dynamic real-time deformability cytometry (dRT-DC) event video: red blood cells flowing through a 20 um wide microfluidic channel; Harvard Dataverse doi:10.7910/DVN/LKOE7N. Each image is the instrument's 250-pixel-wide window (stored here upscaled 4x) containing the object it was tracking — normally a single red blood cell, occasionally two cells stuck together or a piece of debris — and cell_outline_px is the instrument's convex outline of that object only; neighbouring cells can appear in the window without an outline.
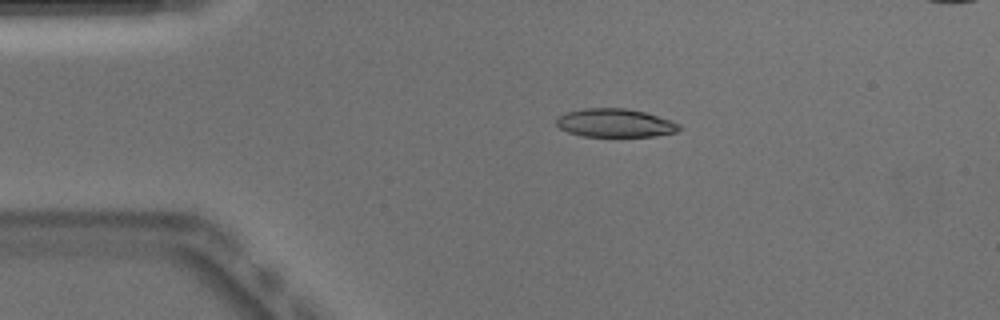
{"species": "Egyptian fruit bat (a non-hibernating species)", "species_latin": "Rousettus aegyptiacus", "temperature_condition": "warm", "stored_images_in_passage": 34, "camera_frame_rate_fps": 3000, "um_per_image_px": 0.085, "animal": {"sex": "male"}, "frame": {"image": 1, "passage_image": 1, "time_ms": 0.0, "image_size_px": [1000, 320], "cell_outline_px": [[684, 128], [676, 132], [656, 136], [580, 136], [568, 132], [560, 128], [556, 124], [556, 120], [560, 116], [568, 112], [584, 108], [624, 108], [644, 112], [672, 120], [680, 124]], "centroid_in_image_um": [52.33, 10.46], "position_along_channel_um": 32.7, "area_um2": 20.35}}
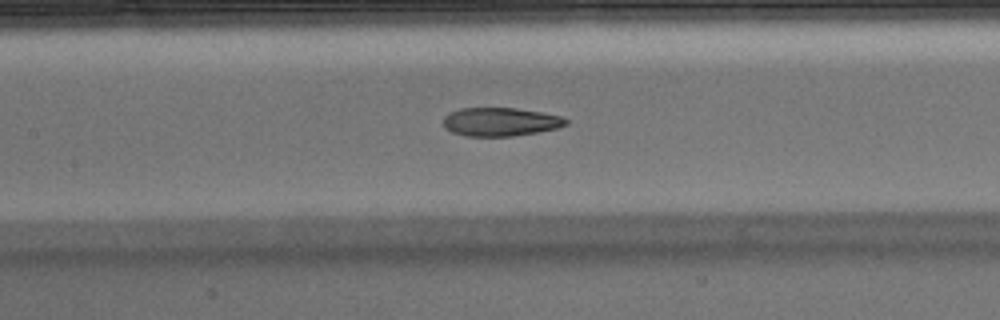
{"frame": {"image": 2, "passage_image": 14, "time_ms": 4.333, "image_size_px": [1000, 320], "cell_outline_px": [[568, 124], [556, 128], [540, 132], [512, 136], [464, 136], [452, 132], [444, 128], [444, 116], [448, 112], [460, 108], [516, 108], [540, 112], [560, 116], [568, 120]], "centroid_in_image_um": [42.5, 10.36], "position_along_channel_um": 164.9, "area_um2": 20.46}}
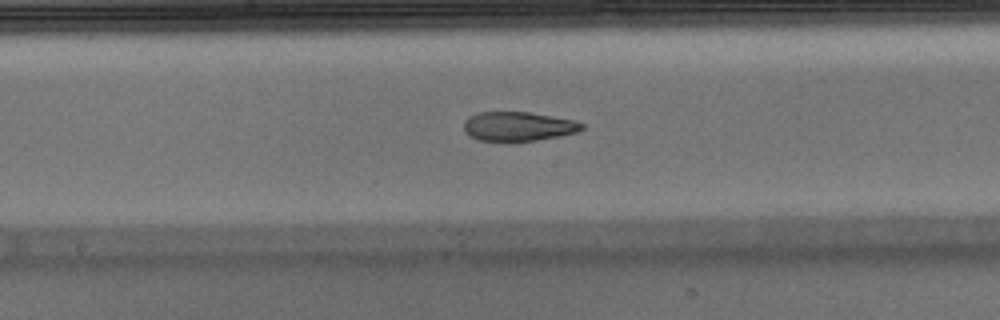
{"frame": {"image": 3, "passage_image": 17, "time_ms": 5.333, "image_size_px": [1000, 320], "cell_outline_px": [[584, 128], [576, 132], [560, 136], [536, 140], [480, 140], [464, 132], [464, 120], [468, 116], [476, 112], [528, 112], [576, 120], [584, 124]], "centroid_in_image_um": [44.05, 10.72], "position_along_channel_um": 204.1, "area_um2": 19.94}, "authors_computed_cell_mechanics": {"area_um2": 21.4727, "velocity_mm_per_s": 3.9377, "shape_relaxation_time_tau1_ms": null, "shape_relaxation_time_tau2_ms": 2.7595, "deformation_change_tau1": null, "deformation_change_tau2": 0.114}}